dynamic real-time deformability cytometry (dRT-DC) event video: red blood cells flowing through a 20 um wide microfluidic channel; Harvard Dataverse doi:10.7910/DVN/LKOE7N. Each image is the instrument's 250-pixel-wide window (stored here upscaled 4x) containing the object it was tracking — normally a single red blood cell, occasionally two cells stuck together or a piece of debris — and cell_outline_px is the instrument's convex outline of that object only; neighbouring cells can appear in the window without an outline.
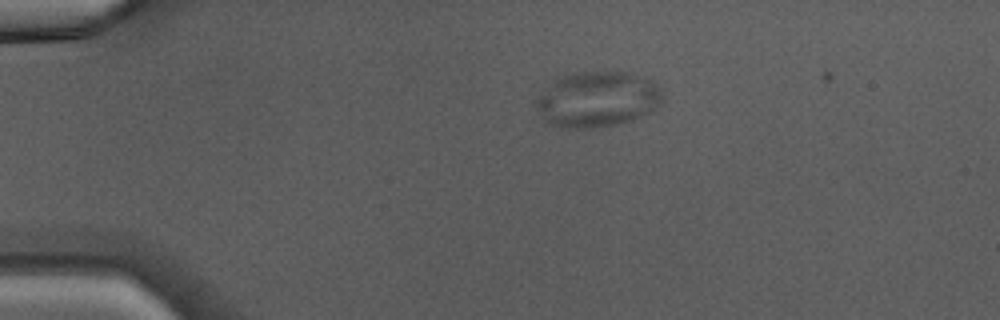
{"species": "Egyptian fruit bat (a non-hibernating species)", "species_latin": "Rousettus aegyptiacus", "temperature_condition": "warm", "stored_images_in_passage": 3, "camera_frame_rate_fps": 3000, "um_per_image_px": 0.085, "animal": {"sex": "male"}, "frame": {"image": 1, "passage_image": 3, "time_ms": 3.333, "image_size_px": [1000, 320], "cell_outline_px": [[664, 100], [652, 112], [632, 120], [616, 124], [596, 128], [568, 128], [548, 124], [544, 120], [536, 104], [536, 100], [544, 88], [552, 80], [572, 72], [628, 72], [652, 80], [664, 92]], "centroid_in_image_um": [50.81, 8.44], "position_along_channel_um": 34.2, "area_um2": 41.33}}